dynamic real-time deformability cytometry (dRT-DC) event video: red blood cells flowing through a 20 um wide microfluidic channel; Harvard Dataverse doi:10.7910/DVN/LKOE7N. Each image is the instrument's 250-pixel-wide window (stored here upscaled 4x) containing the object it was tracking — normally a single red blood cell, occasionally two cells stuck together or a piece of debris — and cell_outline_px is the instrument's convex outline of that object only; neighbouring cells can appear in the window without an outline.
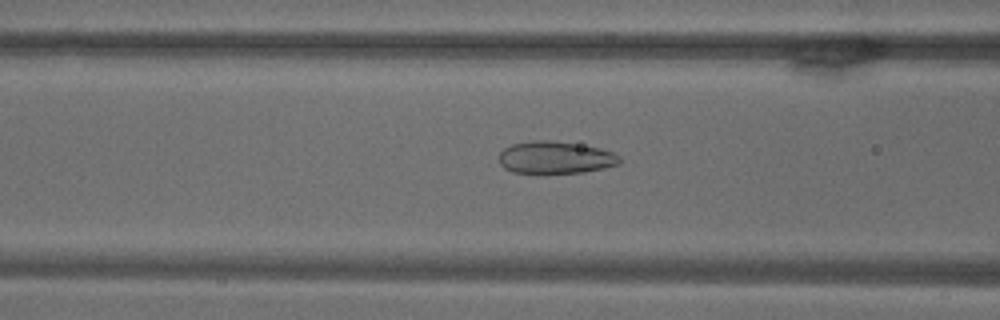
{"species": "common noctule bat (a hibernating species)", "species_latin": "Nyctalus noctula", "temperature_condition": "warm", "stored_images_in_passage": 69, "camera_frame_rate_fps": 3000, "um_per_image_px": 0.085, "animal": {"sex": "male", "body_mass_g": 18.8}, "frame": {"image": 1, "passage_image": 28, "time_ms": 9.0, "image_size_px": [1000, 320], "cell_outline_px": [[620, 164], [604, 168], [584, 172], [512, 172], [504, 168], [500, 164], [500, 152], [504, 148], [512, 144], [532, 140], [552, 140], [600, 148], [612, 152], [620, 156]], "centroid_in_image_um": [47.21, 13.37], "position_along_channel_um": 119.4, "area_um2": 22.48}}
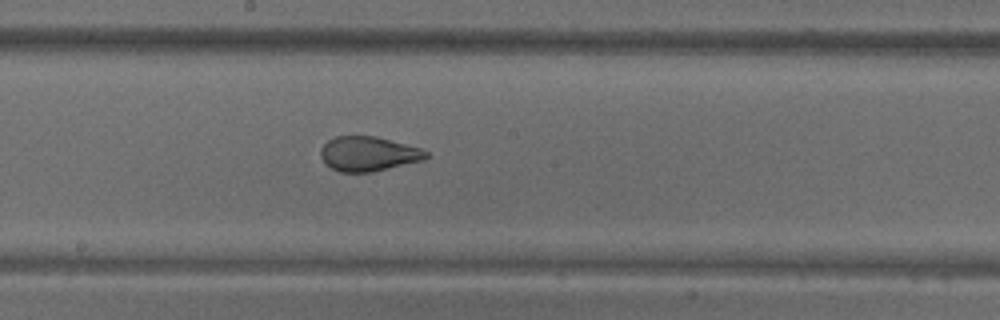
{"frame": {"image": 2, "passage_image": 38, "time_ms": 12.333, "image_size_px": [1000, 320], "cell_outline_px": [[428, 156], [424, 160], [372, 172], [340, 172], [324, 164], [320, 156], [320, 148], [328, 140], [336, 136], [376, 136], [420, 148], [428, 152]], "centroid_in_image_um": [31.28, 13.08], "position_along_channel_um": 216.9, "area_um2": 21.33}}
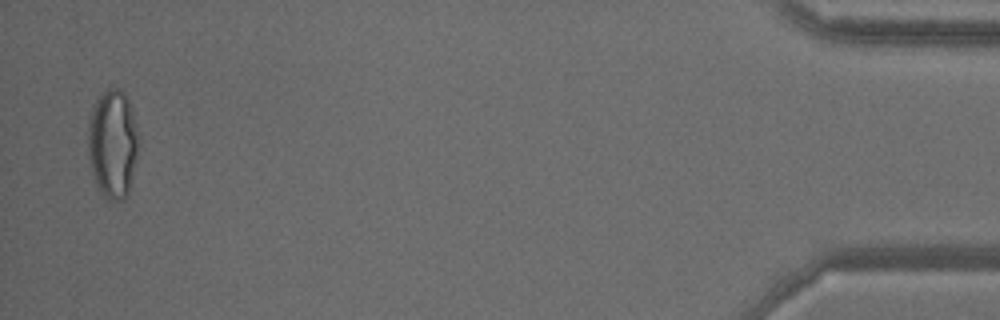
{"frame": {"image": 3, "passage_image": 68, "time_ms": 22.333, "image_size_px": [1000, 320], "cell_outline_px": [[136, 156], [128, 192], [124, 200], [104, 200], [100, 192], [92, 172], [88, 156], [88, 120], [92, 108], [96, 100], [108, 88], [120, 88], [124, 92], [128, 100], [132, 112], [136, 128]], "centroid_in_image_um": [9.54, 12.23], "position_along_channel_um": 425.7, "area_um2": 31.56}}